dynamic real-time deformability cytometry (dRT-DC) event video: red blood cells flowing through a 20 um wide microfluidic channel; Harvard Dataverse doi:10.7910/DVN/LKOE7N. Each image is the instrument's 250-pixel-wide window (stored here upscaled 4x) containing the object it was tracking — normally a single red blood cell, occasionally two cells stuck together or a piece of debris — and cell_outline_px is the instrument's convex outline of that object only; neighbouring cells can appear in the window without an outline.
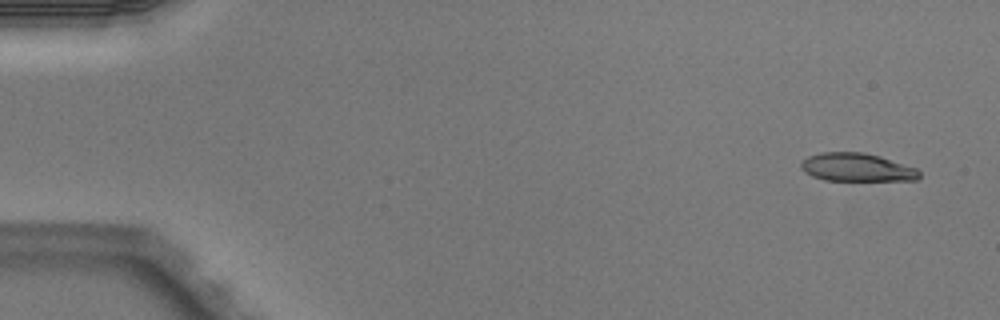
{"species": "Egyptian fruit bat (a non-hibernating species)", "species_latin": "Rousettus aegyptiacus", "temperature_condition": "warm", "stored_images_in_passage": 4, "camera_frame_rate_fps": 3000, "um_per_image_px": 0.085, "animal": {"sex": "male"}, "frame": {"image": 1, "passage_image": 1, "time_ms": 0.0, "image_size_px": [1000, 320], "cell_outline_px": [[920, 176], [916, 180], [824, 180], [812, 176], [804, 172], [800, 168], [800, 164], [808, 156], [820, 152], [864, 152], [880, 156], [916, 168], [920, 172]], "centroid_in_image_um": [72.8, 14.22], "position_along_channel_um": 12.2, "area_um2": 19.42}}
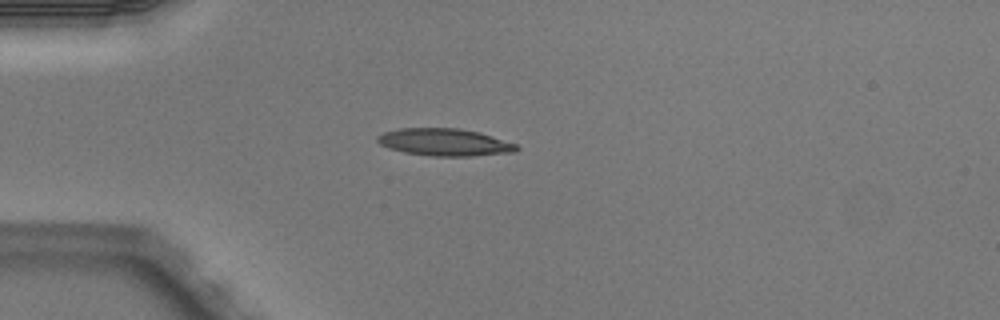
{"frame": {"image": 2, "passage_image": 4, "time_ms": 1.0, "image_size_px": [1000, 320], "cell_outline_px": [[520, 148], [516, 152], [472, 156], [432, 156], [404, 152], [388, 148], [380, 144], [376, 140], [376, 136], [384, 132], [400, 128], [460, 128], [480, 132], [516, 144]], "centroid_in_image_um": [37.79, 12.09], "position_along_channel_um": 47.2, "area_um2": 22.25}}